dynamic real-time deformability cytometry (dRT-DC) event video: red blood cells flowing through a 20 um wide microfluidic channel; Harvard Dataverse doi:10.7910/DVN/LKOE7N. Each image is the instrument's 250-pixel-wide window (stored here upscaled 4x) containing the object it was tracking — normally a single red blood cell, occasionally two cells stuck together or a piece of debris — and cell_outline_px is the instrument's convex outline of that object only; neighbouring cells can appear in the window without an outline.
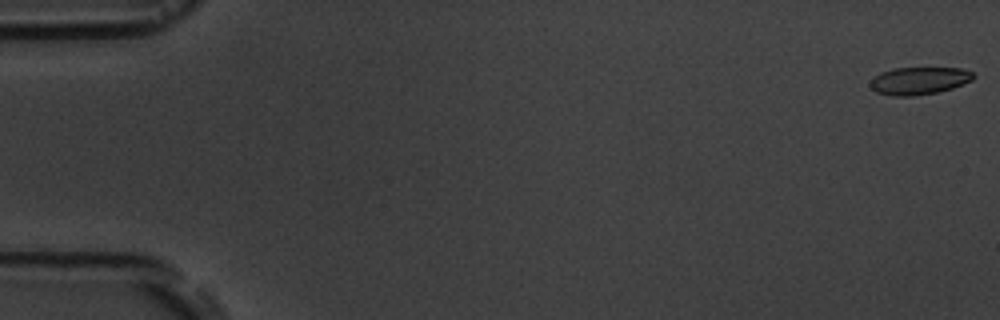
{"species": "common noctule bat (a hibernating species)", "species_latin": "Nyctalus noctula", "temperature_condition": "room temperature", "stored_images_in_passage": 15, "camera_frame_rate_fps": 3000, "um_per_image_px": 0.085, "animal": {"sex": "male", "body_mass_g": 19.5, "forearm_length_mm": 54.6}, "frame": {"image": 1, "passage_image": 1, "time_ms": 0.0, "image_size_px": [1000, 320], "cell_outline_px": [[976, 76], [972, 80], [952, 88], [936, 92], [912, 96], [892, 96], [876, 92], [868, 84], [880, 72], [892, 68], [960, 68], [972, 72]], "centroid_in_image_um": [78.11, 6.86], "position_along_channel_um": 6.9, "area_um2": 16.47}}
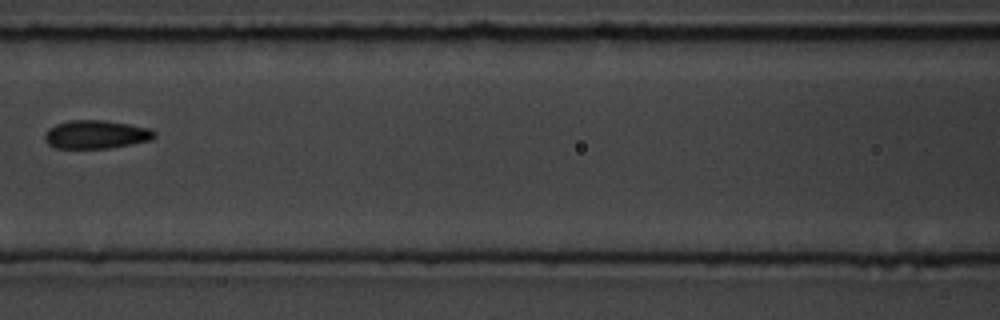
{"frame": {"image": 2, "passage_image": 7, "time_ms": 8.333, "image_size_px": [1000, 320], "cell_outline_px": [[156, 136], [152, 140], [132, 144], [108, 148], [56, 148], [48, 144], [44, 136], [48, 128], [56, 124], [68, 120], [104, 120], [152, 128], [156, 132]], "centroid_in_image_um": [8.19, 11.42], "position_along_channel_um": 158.4, "area_um2": 18.26}}
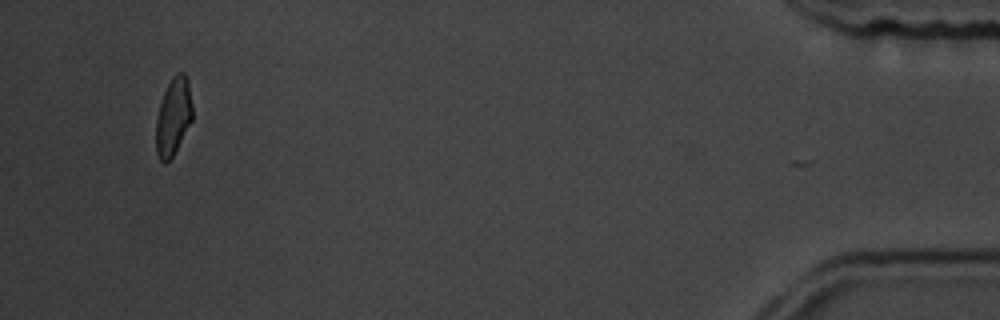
{"frame": {"image": 3, "passage_image": 14, "time_ms": 17.667, "image_size_px": [1000, 320], "cell_outline_px": [[192, 120], [172, 156], [164, 164], [160, 160], [156, 152], [156, 120], [160, 104], [164, 92], [172, 76], [176, 72], [184, 72], [188, 80], [192, 104]], "centroid_in_image_um": [14.73, 9.88], "position_along_channel_um": 420.5, "area_um2": 16.3}, "authors_computed_cell_mechanics": {"area_um2": 17.8024, "velocity_mm_per_s": 3.6441, "shape_relaxation_time_tau1_ms": 8.1587, "shape_relaxation_time_tau2_ms": 2.2401, "deformation_change_tau1": 0.1362, "deformation_change_tau2": 0.0892}}